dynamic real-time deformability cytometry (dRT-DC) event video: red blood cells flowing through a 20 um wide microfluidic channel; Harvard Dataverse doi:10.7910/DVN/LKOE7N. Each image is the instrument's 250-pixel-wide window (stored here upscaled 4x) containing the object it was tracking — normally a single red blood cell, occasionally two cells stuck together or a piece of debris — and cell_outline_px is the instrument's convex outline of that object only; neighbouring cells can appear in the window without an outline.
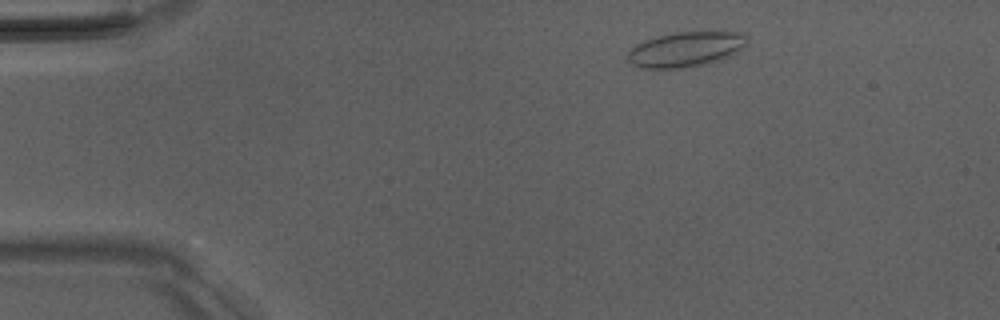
{"species": "Egyptian fruit bat (a non-hibernating species)", "species_latin": "Rousettus aegyptiacus", "temperature_condition": "room temperature", "stored_images_in_passage": 3, "camera_frame_rate_fps": 3000, "um_per_image_px": 0.085, "animal": {"sex": "male"}, "frame": {"image": 1, "passage_image": 1, "time_ms": 0.0, "image_size_px": [1000, 320], "cell_outline_px": [[748, 40], [744, 48], [732, 56], [720, 60], [704, 64], [684, 68], [640, 68], [632, 64], [628, 60], [628, 52], [636, 44], [644, 40], [656, 36], [672, 32], [744, 32]], "centroid_in_image_um": [58.31, 4.19], "position_along_channel_um": 26.7, "area_um2": 24.62}}